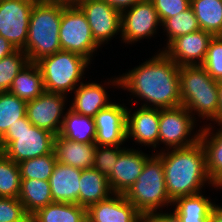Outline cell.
I'll return each instance as SVG.
<instances>
[{
  "instance_id": "ac0fdd59",
  "label": "cell",
  "mask_w": 222,
  "mask_h": 222,
  "mask_svg": "<svg viewBox=\"0 0 222 222\" xmlns=\"http://www.w3.org/2000/svg\"><path fill=\"white\" fill-rule=\"evenodd\" d=\"M140 149L139 147L135 149V147L127 148L126 146L118 156L114 171L108 177L113 194L124 195L141 174L146 160L152 154H147Z\"/></svg>"
},
{
  "instance_id": "74e56055",
  "label": "cell",
  "mask_w": 222,
  "mask_h": 222,
  "mask_svg": "<svg viewBox=\"0 0 222 222\" xmlns=\"http://www.w3.org/2000/svg\"><path fill=\"white\" fill-rule=\"evenodd\" d=\"M157 11L161 24L190 7L191 0H150Z\"/></svg>"
},
{
  "instance_id": "5bb4252c",
  "label": "cell",
  "mask_w": 222,
  "mask_h": 222,
  "mask_svg": "<svg viewBox=\"0 0 222 222\" xmlns=\"http://www.w3.org/2000/svg\"><path fill=\"white\" fill-rule=\"evenodd\" d=\"M107 80L108 81L104 80L97 83L96 81L89 82L84 79V81L72 92L74 94L71 100H73H69V109L75 113L94 118L100 110L106 108L113 102L109 98L110 94L108 95L109 91L107 89L114 88L115 86V88L119 90V75L114 76V78L112 76Z\"/></svg>"
},
{
  "instance_id": "b9f144b4",
  "label": "cell",
  "mask_w": 222,
  "mask_h": 222,
  "mask_svg": "<svg viewBox=\"0 0 222 222\" xmlns=\"http://www.w3.org/2000/svg\"><path fill=\"white\" fill-rule=\"evenodd\" d=\"M218 118L212 124L222 125V80L218 81Z\"/></svg>"
},
{
  "instance_id": "9c48e42d",
  "label": "cell",
  "mask_w": 222,
  "mask_h": 222,
  "mask_svg": "<svg viewBox=\"0 0 222 222\" xmlns=\"http://www.w3.org/2000/svg\"><path fill=\"white\" fill-rule=\"evenodd\" d=\"M59 40L61 50L80 54L91 63L102 48L95 42L86 16L77 5H66L62 10Z\"/></svg>"
},
{
  "instance_id": "4fadbf2b",
  "label": "cell",
  "mask_w": 222,
  "mask_h": 222,
  "mask_svg": "<svg viewBox=\"0 0 222 222\" xmlns=\"http://www.w3.org/2000/svg\"><path fill=\"white\" fill-rule=\"evenodd\" d=\"M85 14L95 42L104 44L121 35V12L103 0H85L77 5Z\"/></svg>"
},
{
  "instance_id": "6da1fadb",
  "label": "cell",
  "mask_w": 222,
  "mask_h": 222,
  "mask_svg": "<svg viewBox=\"0 0 222 222\" xmlns=\"http://www.w3.org/2000/svg\"><path fill=\"white\" fill-rule=\"evenodd\" d=\"M145 60L119 75V89L131 93L129 104L133 106L138 102L140 106L159 109L181 106L180 66L163 51Z\"/></svg>"
},
{
  "instance_id": "7402d4cb",
  "label": "cell",
  "mask_w": 222,
  "mask_h": 222,
  "mask_svg": "<svg viewBox=\"0 0 222 222\" xmlns=\"http://www.w3.org/2000/svg\"><path fill=\"white\" fill-rule=\"evenodd\" d=\"M200 142L203 144L206 153V163L209 177L214 185L221 187L222 125L209 124L206 126H202L200 133Z\"/></svg>"
},
{
  "instance_id": "4dcf8cb0",
  "label": "cell",
  "mask_w": 222,
  "mask_h": 222,
  "mask_svg": "<svg viewBox=\"0 0 222 222\" xmlns=\"http://www.w3.org/2000/svg\"><path fill=\"white\" fill-rule=\"evenodd\" d=\"M27 102L10 92H0V138L26 116Z\"/></svg>"
},
{
  "instance_id": "9a60e30c",
  "label": "cell",
  "mask_w": 222,
  "mask_h": 222,
  "mask_svg": "<svg viewBox=\"0 0 222 222\" xmlns=\"http://www.w3.org/2000/svg\"><path fill=\"white\" fill-rule=\"evenodd\" d=\"M94 119L96 145L119 146L127 144V106L122 102H112L100 110Z\"/></svg>"
},
{
  "instance_id": "ffe728a7",
  "label": "cell",
  "mask_w": 222,
  "mask_h": 222,
  "mask_svg": "<svg viewBox=\"0 0 222 222\" xmlns=\"http://www.w3.org/2000/svg\"><path fill=\"white\" fill-rule=\"evenodd\" d=\"M81 169L56 162L49 183L53 202L79 205Z\"/></svg>"
},
{
  "instance_id": "f546056e",
  "label": "cell",
  "mask_w": 222,
  "mask_h": 222,
  "mask_svg": "<svg viewBox=\"0 0 222 222\" xmlns=\"http://www.w3.org/2000/svg\"><path fill=\"white\" fill-rule=\"evenodd\" d=\"M161 26L163 29L161 33H164L167 37L165 47L179 36L200 30L198 20L191 6L175 16L167 18Z\"/></svg>"
},
{
  "instance_id": "30bf717a",
  "label": "cell",
  "mask_w": 222,
  "mask_h": 222,
  "mask_svg": "<svg viewBox=\"0 0 222 222\" xmlns=\"http://www.w3.org/2000/svg\"><path fill=\"white\" fill-rule=\"evenodd\" d=\"M161 22L150 0H143L121 13V35L119 38L125 46L135 45L143 39L157 37ZM156 35V36H155Z\"/></svg>"
},
{
  "instance_id": "ba28073f",
  "label": "cell",
  "mask_w": 222,
  "mask_h": 222,
  "mask_svg": "<svg viewBox=\"0 0 222 222\" xmlns=\"http://www.w3.org/2000/svg\"><path fill=\"white\" fill-rule=\"evenodd\" d=\"M198 121L184 106L159 109L158 152L186 148L200 141L202 126H199ZM162 144L163 147L160 146Z\"/></svg>"
},
{
  "instance_id": "836d02e7",
  "label": "cell",
  "mask_w": 222,
  "mask_h": 222,
  "mask_svg": "<svg viewBox=\"0 0 222 222\" xmlns=\"http://www.w3.org/2000/svg\"><path fill=\"white\" fill-rule=\"evenodd\" d=\"M28 62L26 53L21 49L0 60V92H9L13 80Z\"/></svg>"
},
{
  "instance_id": "d590c367",
  "label": "cell",
  "mask_w": 222,
  "mask_h": 222,
  "mask_svg": "<svg viewBox=\"0 0 222 222\" xmlns=\"http://www.w3.org/2000/svg\"><path fill=\"white\" fill-rule=\"evenodd\" d=\"M201 65L214 80H222V36H213Z\"/></svg>"
},
{
  "instance_id": "484cf974",
  "label": "cell",
  "mask_w": 222,
  "mask_h": 222,
  "mask_svg": "<svg viewBox=\"0 0 222 222\" xmlns=\"http://www.w3.org/2000/svg\"><path fill=\"white\" fill-rule=\"evenodd\" d=\"M58 135L75 142L95 143L96 126L94 119L75 113L68 108Z\"/></svg>"
},
{
  "instance_id": "f1b7e54d",
  "label": "cell",
  "mask_w": 222,
  "mask_h": 222,
  "mask_svg": "<svg viewBox=\"0 0 222 222\" xmlns=\"http://www.w3.org/2000/svg\"><path fill=\"white\" fill-rule=\"evenodd\" d=\"M200 29L222 36V0H191Z\"/></svg>"
},
{
  "instance_id": "60d3db41",
  "label": "cell",
  "mask_w": 222,
  "mask_h": 222,
  "mask_svg": "<svg viewBox=\"0 0 222 222\" xmlns=\"http://www.w3.org/2000/svg\"><path fill=\"white\" fill-rule=\"evenodd\" d=\"M17 49L3 36L0 35V60L15 52Z\"/></svg>"
},
{
  "instance_id": "cb8c5ba5",
  "label": "cell",
  "mask_w": 222,
  "mask_h": 222,
  "mask_svg": "<svg viewBox=\"0 0 222 222\" xmlns=\"http://www.w3.org/2000/svg\"><path fill=\"white\" fill-rule=\"evenodd\" d=\"M204 192L179 197L173 202L172 210L181 222H211V212L215 204ZM205 195V196H204Z\"/></svg>"
},
{
  "instance_id": "5b68a950",
  "label": "cell",
  "mask_w": 222,
  "mask_h": 222,
  "mask_svg": "<svg viewBox=\"0 0 222 222\" xmlns=\"http://www.w3.org/2000/svg\"><path fill=\"white\" fill-rule=\"evenodd\" d=\"M151 153L136 182L124 194L144 217L165 207L171 209L173 205L167 195L162 159L157 153Z\"/></svg>"
},
{
  "instance_id": "f35d334b",
  "label": "cell",
  "mask_w": 222,
  "mask_h": 222,
  "mask_svg": "<svg viewBox=\"0 0 222 222\" xmlns=\"http://www.w3.org/2000/svg\"><path fill=\"white\" fill-rule=\"evenodd\" d=\"M145 222H181V220L172 209H166L164 212L158 211L148 215L145 217Z\"/></svg>"
},
{
  "instance_id": "8992f818",
  "label": "cell",
  "mask_w": 222,
  "mask_h": 222,
  "mask_svg": "<svg viewBox=\"0 0 222 222\" xmlns=\"http://www.w3.org/2000/svg\"><path fill=\"white\" fill-rule=\"evenodd\" d=\"M42 72L44 90L69 96L83 82L91 63L84 56L60 50L36 62Z\"/></svg>"
},
{
  "instance_id": "7c38bea8",
  "label": "cell",
  "mask_w": 222,
  "mask_h": 222,
  "mask_svg": "<svg viewBox=\"0 0 222 222\" xmlns=\"http://www.w3.org/2000/svg\"><path fill=\"white\" fill-rule=\"evenodd\" d=\"M35 1L2 0L0 4V35L16 49L25 48L30 14Z\"/></svg>"
},
{
  "instance_id": "4316f807",
  "label": "cell",
  "mask_w": 222,
  "mask_h": 222,
  "mask_svg": "<svg viewBox=\"0 0 222 222\" xmlns=\"http://www.w3.org/2000/svg\"><path fill=\"white\" fill-rule=\"evenodd\" d=\"M18 199L26 213L31 217L39 209L53 202L49 181L38 179H21Z\"/></svg>"
},
{
  "instance_id": "52a82bcc",
  "label": "cell",
  "mask_w": 222,
  "mask_h": 222,
  "mask_svg": "<svg viewBox=\"0 0 222 222\" xmlns=\"http://www.w3.org/2000/svg\"><path fill=\"white\" fill-rule=\"evenodd\" d=\"M55 134L31 124L27 116L0 138V150L15 163L54 152Z\"/></svg>"
},
{
  "instance_id": "ee69618b",
  "label": "cell",
  "mask_w": 222,
  "mask_h": 222,
  "mask_svg": "<svg viewBox=\"0 0 222 222\" xmlns=\"http://www.w3.org/2000/svg\"><path fill=\"white\" fill-rule=\"evenodd\" d=\"M83 1L85 0H58V2H61L63 5H78Z\"/></svg>"
},
{
  "instance_id": "8fae6325",
  "label": "cell",
  "mask_w": 222,
  "mask_h": 222,
  "mask_svg": "<svg viewBox=\"0 0 222 222\" xmlns=\"http://www.w3.org/2000/svg\"><path fill=\"white\" fill-rule=\"evenodd\" d=\"M68 99H70L69 96L44 91L37 98L27 102L26 116L32 125L57 135L60 132L65 111L68 109Z\"/></svg>"
},
{
  "instance_id": "2e32d148",
  "label": "cell",
  "mask_w": 222,
  "mask_h": 222,
  "mask_svg": "<svg viewBox=\"0 0 222 222\" xmlns=\"http://www.w3.org/2000/svg\"><path fill=\"white\" fill-rule=\"evenodd\" d=\"M137 105V109L127 106V142L129 139H133L136 145L139 144L140 147L144 146L145 148L147 146L150 150L152 148L154 153H158L159 108Z\"/></svg>"
},
{
  "instance_id": "ab89813d",
  "label": "cell",
  "mask_w": 222,
  "mask_h": 222,
  "mask_svg": "<svg viewBox=\"0 0 222 222\" xmlns=\"http://www.w3.org/2000/svg\"><path fill=\"white\" fill-rule=\"evenodd\" d=\"M108 5L118 10L119 12H123L126 9L133 7L136 3H139L143 0H103Z\"/></svg>"
},
{
  "instance_id": "d4e9b609",
  "label": "cell",
  "mask_w": 222,
  "mask_h": 222,
  "mask_svg": "<svg viewBox=\"0 0 222 222\" xmlns=\"http://www.w3.org/2000/svg\"><path fill=\"white\" fill-rule=\"evenodd\" d=\"M42 72L35 62L27 65L17 74L9 92L26 102L32 101L44 92Z\"/></svg>"
},
{
  "instance_id": "7bdbcfd3",
  "label": "cell",
  "mask_w": 222,
  "mask_h": 222,
  "mask_svg": "<svg viewBox=\"0 0 222 222\" xmlns=\"http://www.w3.org/2000/svg\"><path fill=\"white\" fill-rule=\"evenodd\" d=\"M211 222H222V204H214L211 212Z\"/></svg>"
},
{
  "instance_id": "e0dca14e",
  "label": "cell",
  "mask_w": 222,
  "mask_h": 222,
  "mask_svg": "<svg viewBox=\"0 0 222 222\" xmlns=\"http://www.w3.org/2000/svg\"><path fill=\"white\" fill-rule=\"evenodd\" d=\"M212 38V34L200 29L175 38L157 51H163L178 66L201 65Z\"/></svg>"
},
{
  "instance_id": "f6af8a7d",
  "label": "cell",
  "mask_w": 222,
  "mask_h": 222,
  "mask_svg": "<svg viewBox=\"0 0 222 222\" xmlns=\"http://www.w3.org/2000/svg\"><path fill=\"white\" fill-rule=\"evenodd\" d=\"M85 222H92L91 220H89L88 218H86Z\"/></svg>"
},
{
  "instance_id": "83f0119b",
  "label": "cell",
  "mask_w": 222,
  "mask_h": 222,
  "mask_svg": "<svg viewBox=\"0 0 222 222\" xmlns=\"http://www.w3.org/2000/svg\"><path fill=\"white\" fill-rule=\"evenodd\" d=\"M87 208L75 203L52 202L30 217V222H85Z\"/></svg>"
},
{
  "instance_id": "3957f363",
  "label": "cell",
  "mask_w": 222,
  "mask_h": 222,
  "mask_svg": "<svg viewBox=\"0 0 222 222\" xmlns=\"http://www.w3.org/2000/svg\"><path fill=\"white\" fill-rule=\"evenodd\" d=\"M217 84L218 81L214 80L202 65L180 66L181 106H184L195 120L202 119L205 123L202 126L212 124L218 118Z\"/></svg>"
},
{
  "instance_id": "1f68e13d",
  "label": "cell",
  "mask_w": 222,
  "mask_h": 222,
  "mask_svg": "<svg viewBox=\"0 0 222 222\" xmlns=\"http://www.w3.org/2000/svg\"><path fill=\"white\" fill-rule=\"evenodd\" d=\"M21 176L18 163L0 152V197L18 198Z\"/></svg>"
},
{
  "instance_id": "44dd1931",
  "label": "cell",
  "mask_w": 222,
  "mask_h": 222,
  "mask_svg": "<svg viewBox=\"0 0 222 222\" xmlns=\"http://www.w3.org/2000/svg\"><path fill=\"white\" fill-rule=\"evenodd\" d=\"M95 143H82L68 140L55 135L54 153L59 163L79 169H88L93 166Z\"/></svg>"
},
{
  "instance_id": "d6a6232c",
  "label": "cell",
  "mask_w": 222,
  "mask_h": 222,
  "mask_svg": "<svg viewBox=\"0 0 222 222\" xmlns=\"http://www.w3.org/2000/svg\"><path fill=\"white\" fill-rule=\"evenodd\" d=\"M55 153L23 160L18 163L21 179L49 181L56 165Z\"/></svg>"
},
{
  "instance_id": "d6986e66",
  "label": "cell",
  "mask_w": 222,
  "mask_h": 222,
  "mask_svg": "<svg viewBox=\"0 0 222 222\" xmlns=\"http://www.w3.org/2000/svg\"><path fill=\"white\" fill-rule=\"evenodd\" d=\"M87 218L92 222H145V217L122 194H112L89 206Z\"/></svg>"
},
{
  "instance_id": "7a4b0ae2",
  "label": "cell",
  "mask_w": 222,
  "mask_h": 222,
  "mask_svg": "<svg viewBox=\"0 0 222 222\" xmlns=\"http://www.w3.org/2000/svg\"><path fill=\"white\" fill-rule=\"evenodd\" d=\"M157 154L162 159L167 195L172 202L179 197L203 192L208 186L221 190L209 177L206 153L200 141L186 148L169 149Z\"/></svg>"
},
{
  "instance_id": "e575fe53",
  "label": "cell",
  "mask_w": 222,
  "mask_h": 222,
  "mask_svg": "<svg viewBox=\"0 0 222 222\" xmlns=\"http://www.w3.org/2000/svg\"><path fill=\"white\" fill-rule=\"evenodd\" d=\"M125 148L124 145H96L92 167L108 178L114 171L118 156Z\"/></svg>"
},
{
  "instance_id": "8d00e7d4",
  "label": "cell",
  "mask_w": 222,
  "mask_h": 222,
  "mask_svg": "<svg viewBox=\"0 0 222 222\" xmlns=\"http://www.w3.org/2000/svg\"><path fill=\"white\" fill-rule=\"evenodd\" d=\"M0 222H30V216L18 198L0 197Z\"/></svg>"
},
{
  "instance_id": "277c9868",
  "label": "cell",
  "mask_w": 222,
  "mask_h": 222,
  "mask_svg": "<svg viewBox=\"0 0 222 222\" xmlns=\"http://www.w3.org/2000/svg\"><path fill=\"white\" fill-rule=\"evenodd\" d=\"M66 5L58 1L36 0L32 8L25 48L29 62L61 50L59 31L62 10Z\"/></svg>"
},
{
  "instance_id": "603a6c76",
  "label": "cell",
  "mask_w": 222,
  "mask_h": 222,
  "mask_svg": "<svg viewBox=\"0 0 222 222\" xmlns=\"http://www.w3.org/2000/svg\"><path fill=\"white\" fill-rule=\"evenodd\" d=\"M79 187V205L85 208L108 199L113 194L108 178L93 167L81 169Z\"/></svg>"
}]
</instances>
